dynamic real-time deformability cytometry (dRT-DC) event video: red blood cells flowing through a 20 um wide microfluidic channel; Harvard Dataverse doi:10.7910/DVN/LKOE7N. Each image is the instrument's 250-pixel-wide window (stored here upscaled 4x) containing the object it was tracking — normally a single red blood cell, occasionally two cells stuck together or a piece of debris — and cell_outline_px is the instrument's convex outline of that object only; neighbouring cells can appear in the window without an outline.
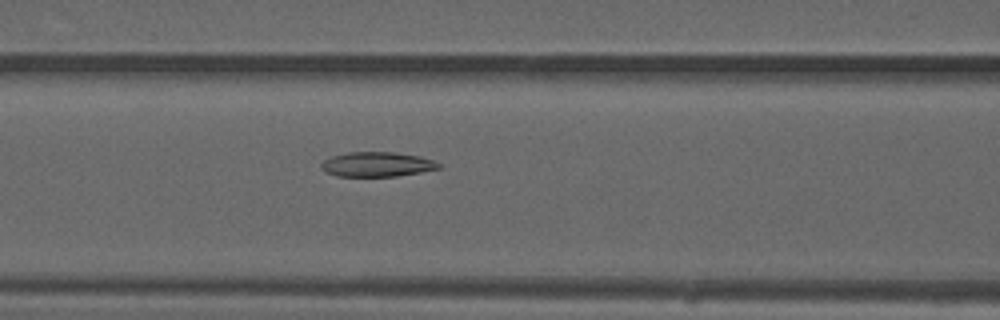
{"species": "common noctule bat (a hibernating species)", "species_latin": "Nyctalus noctula", "temperature_condition": "warm", "stored_images_in_passage": 51, "camera_frame_rate_fps": 3000, "um_per_image_px": 0.085, "animal": {"sex": "male", "forearm_length_mm": 52.5}, "frame": {"image": 1, "passage_image": 22, "time_ms": 7.0, "image_size_px": [1000, 320], "cell_outline_px": [[440, 168], [420, 172], [396, 176], [336, 176], [324, 172], [320, 168], [320, 164], [324, 160], [332, 156], [348, 152], [396, 152], [420, 156], [432, 160], [440, 164]], "centroid_in_image_um": [32.0, 13.97], "position_along_channel_um": 134.6, "area_um2": 16.94}}
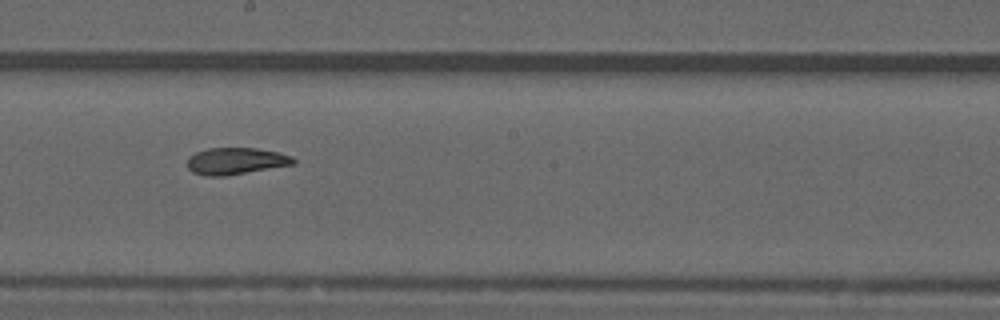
{"frame": {"image": 2, "passage_image": 29, "time_ms": 9.333, "image_size_px": [1000, 320], "cell_outline_px": [[296, 164], [224, 176], [204, 176], [192, 172], [188, 168], [188, 156], [196, 152], [208, 148], [256, 148], [280, 152], [292, 156], [296, 160]], "centroid_in_image_um": [20.06, 13.69], "position_along_channel_um": 228.1, "area_um2": 16.7}}
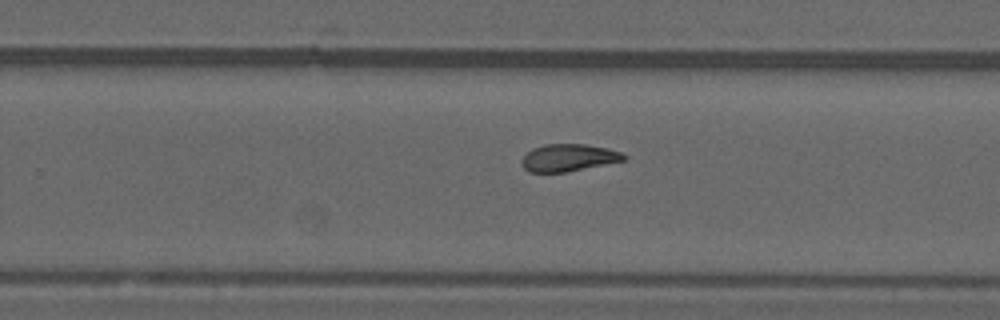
{"frame": {"image": 3, "passage_image": 33, "time_ms": 10.667, "image_size_px": [1000, 320], "cell_outline_px": [[628, 160], [568, 172], [528, 172], [524, 168], [520, 160], [532, 148], [544, 144], [584, 144], [608, 148], [620, 152], [628, 156]], "centroid_in_image_um": [48.36, 13.41], "position_along_channel_um": 281.4, "area_um2": 16.47}, "authors_computed_cell_mechanics": {"area_um2": 17.2244, "velocity_mm_per_s": 4.0207, "shape_relaxation_time_tau1_ms": null, "shape_relaxation_time_tau2_ms": 3.1429, "deformation_change_tau1": null, "deformation_change_tau2": 0.0948}}